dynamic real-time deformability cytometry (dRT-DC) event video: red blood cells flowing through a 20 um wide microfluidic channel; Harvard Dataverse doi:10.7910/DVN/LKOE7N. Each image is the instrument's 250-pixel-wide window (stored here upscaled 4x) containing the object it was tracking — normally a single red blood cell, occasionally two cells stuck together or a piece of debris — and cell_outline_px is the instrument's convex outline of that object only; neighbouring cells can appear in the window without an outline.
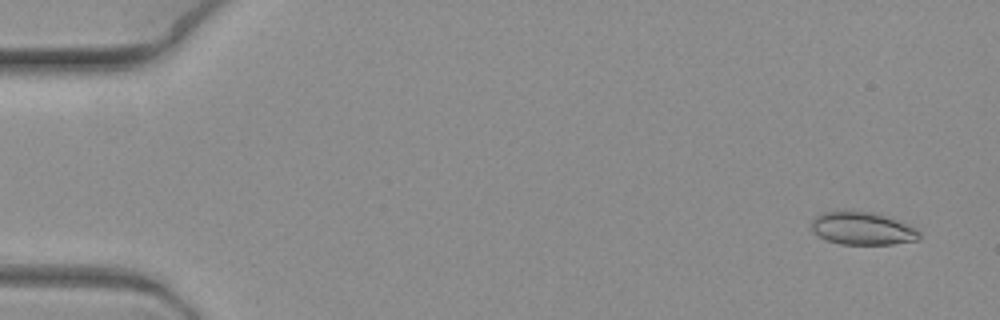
{"species": "common noctule bat (a hibernating species)", "species_latin": "Nyctalus noctula", "temperature_condition": "warm", "stored_images_in_passage": 7, "camera_frame_rate_fps": 3000, "um_per_image_px": 0.085, "animal": {"sex": "female", "body_mass_g": 19.3, "forearm_length_mm": 54.1}, "frame": {"image": 1, "passage_image": 2, "time_ms": 0.333, "image_size_px": [1000, 320], "cell_outline_px": [[920, 236], [916, 240], [892, 244], [840, 244], [828, 240], [812, 232], [808, 224], [816, 216], [824, 212], [876, 212], [916, 228], [920, 232]], "centroid_in_image_um": [73.27, 19.43], "position_along_channel_um": 11.7, "area_um2": 20.4}}